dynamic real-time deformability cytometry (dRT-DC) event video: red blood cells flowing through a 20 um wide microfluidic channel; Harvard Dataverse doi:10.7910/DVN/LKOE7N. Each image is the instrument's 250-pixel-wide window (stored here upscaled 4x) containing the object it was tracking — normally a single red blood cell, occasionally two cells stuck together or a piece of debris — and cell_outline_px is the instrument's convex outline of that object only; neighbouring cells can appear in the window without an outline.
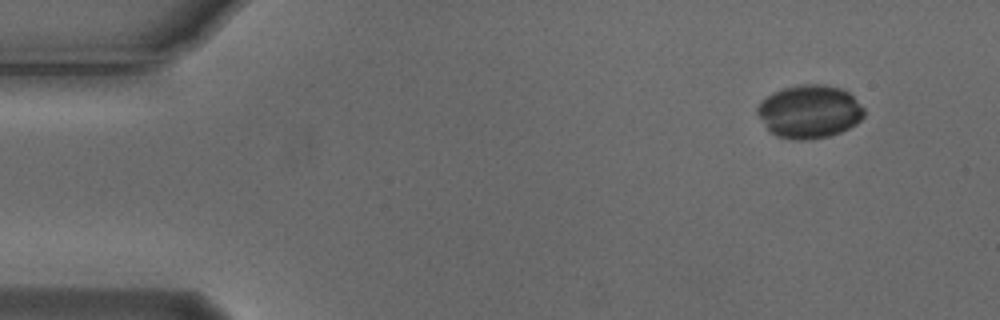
{"species": "Egyptian fruit bat (a non-hibernating species)", "species_latin": "Rousettus aegyptiacus", "temperature_condition": "cold", "stored_images_in_passage": 4, "camera_frame_rate_fps": 3000, "um_per_image_px": 0.085, "animal": {"sex": "male"}, "frame": {"image": 1, "passage_image": 1, "time_ms": 0.0, "image_size_px": [1000, 320], "cell_outline_px": [[864, 116], [856, 124], [840, 132], [828, 136], [804, 140], [796, 140], [776, 136], [768, 128], [756, 112], [756, 108], [772, 92], [796, 84], [824, 84], [840, 88], [848, 92], [864, 108]], "centroid_in_image_um": [68.81, 9.47], "position_along_channel_um": 16.2, "area_um2": 32.83}}
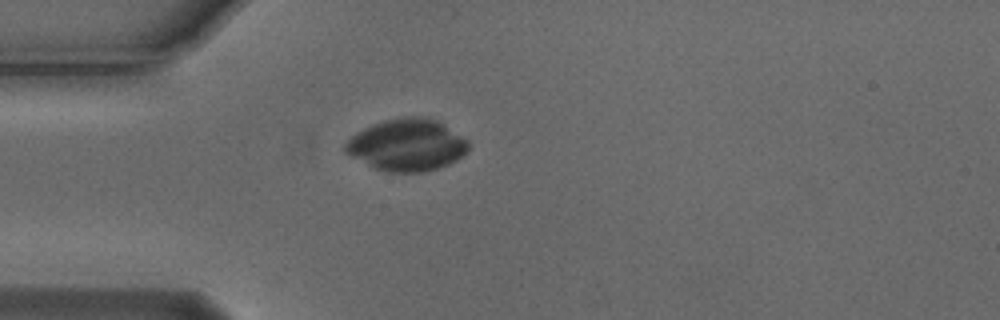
{"frame": {"image": 2, "passage_image": 4, "time_ms": 1.0, "image_size_px": [1000, 320], "cell_outline_px": [[468, 152], [456, 160], [448, 164], [424, 172], [388, 172], [372, 168], [344, 152], [344, 144], [356, 132], [372, 124], [384, 120], [404, 116], [428, 116], [436, 120], [468, 140]], "centroid_in_image_um": [34.57, 12.32], "position_along_channel_um": 50.4, "area_um2": 37.4}}